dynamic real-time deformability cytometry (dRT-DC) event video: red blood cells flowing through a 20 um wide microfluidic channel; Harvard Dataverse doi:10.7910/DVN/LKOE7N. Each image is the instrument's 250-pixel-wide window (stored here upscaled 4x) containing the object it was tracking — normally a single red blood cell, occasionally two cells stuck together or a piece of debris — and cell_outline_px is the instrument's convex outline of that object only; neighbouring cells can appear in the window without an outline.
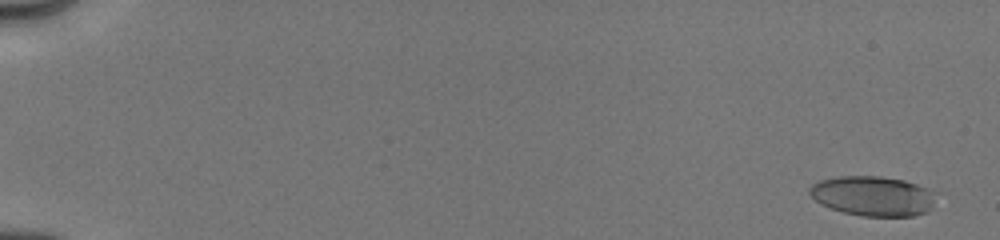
{"species": "human", "species_latin": "Homo sapiens", "temperature_condition": "cold", "stored_images_in_passage": 20, "camera_frame_rate_fps": 3000, "um_per_image_px": 0.085, "donor": {"sex": "male"}, "frame": {"image": 1, "passage_image": 2, "time_ms": 0.333, "image_size_px": [1000, 240], "cell_outline_px": [[932, 200], [928, 212], [912, 216], [860, 216], [844, 212], [832, 208], [816, 200], [808, 192], [808, 188], [812, 184], [820, 180], [840, 176], [880, 176], [904, 180], [916, 184], [932, 192]], "centroid_in_image_um": [74.15, 16.65], "position_along_channel_um": 10.9, "area_um2": 28.84}}